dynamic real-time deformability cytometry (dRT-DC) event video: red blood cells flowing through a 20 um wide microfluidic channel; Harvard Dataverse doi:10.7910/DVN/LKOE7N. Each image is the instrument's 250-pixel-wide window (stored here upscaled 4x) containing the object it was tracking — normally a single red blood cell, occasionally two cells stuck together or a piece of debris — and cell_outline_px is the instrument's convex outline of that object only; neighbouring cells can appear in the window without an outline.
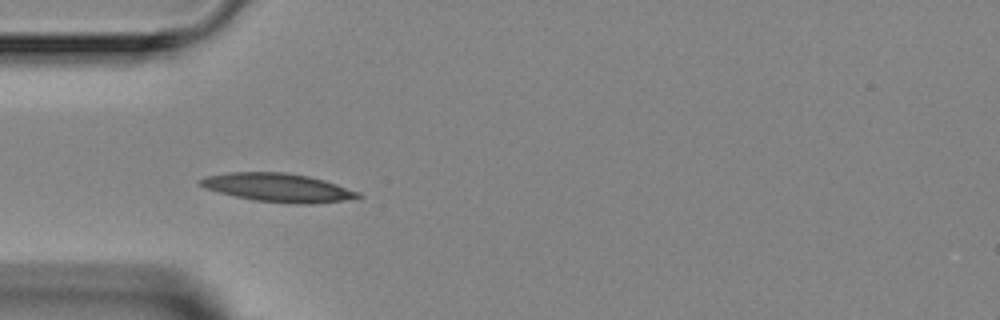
{"species": "Egyptian fruit bat (a non-hibernating species)", "species_latin": "Rousettus aegyptiacus", "temperature_condition": "room temperature", "stored_images_in_passage": 4, "camera_frame_rate_fps": 3000, "um_per_image_px": 0.085, "animal": {"sex": "female"}, "frame": {"image": 1, "passage_image": 3, "time_ms": 2.667, "image_size_px": [1000, 320], "cell_outline_px": [[364, 196], [344, 200], [312, 204], [296, 204], [252, 200], [204, 188], [196, 184], [196, 180], [204, 176], [228, 172], [284, 172], [308, 176], [324, 180], [360, 192]], "centroid_in_image_um": [23.58, 15.94], "position_along_channel_um": 61.4, "area_um2": 26.36}}
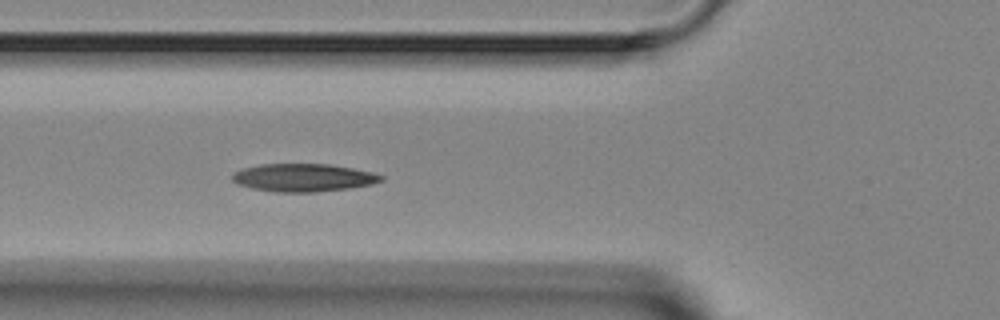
{"frame": {"image": 2, "passage_image": 4, "time_ms": 3.667, "image_size_px": [1000, 320], "cell_outline_px": [[384, 180], [372, 184], [348, 188], [316, 192], [272, 192], [252, 188], [236, 184], [232, 180], [232, 176], [236, 172], [244, 168], [260, 164], [328, 164], [352, 168], [372, 172], [384, 176]], "centroid_in_image_um": [25.79, 15.1], "position_along_channel_um": 100.0, "area_um2": 24.16}}